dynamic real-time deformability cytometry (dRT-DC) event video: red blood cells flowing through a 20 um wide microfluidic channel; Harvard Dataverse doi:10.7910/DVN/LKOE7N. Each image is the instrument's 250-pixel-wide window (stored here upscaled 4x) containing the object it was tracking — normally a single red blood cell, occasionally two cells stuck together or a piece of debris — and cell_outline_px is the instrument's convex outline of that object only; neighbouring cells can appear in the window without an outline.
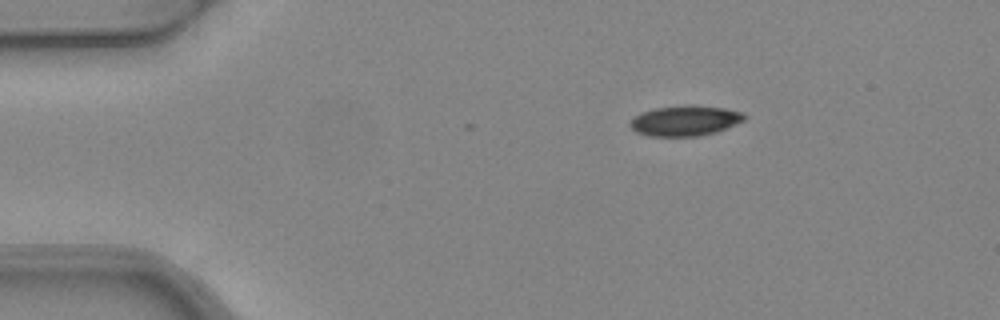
{"species": "common noctule bat (a hibernating species)", "species_latin": "Nyctalus noctula", "temperature_condition": "warm", "stored_images_in_passage": 2, "camera_frame_rate_fps": 3000, "um_per_image_px": 0.085, "animal": {"sex": "female", "body_mass_g": 24.6, "forearm_length_mm": 56.2}, "frame": {"image": 1, "passage_image": 2, "time_ms": 0.333, "image_size_px": [1000, 320], "cell_outline_px": [[748, 116], [744, 120], [736, 124], [716, 132], [696, 136], [652, 136], [636, 132], [628, 124], [636, 116], [644, 112], [656, 108], [684, 104], [724, 108], [744, 112]], "centroid_in_image_um": [58.27, 10.25], "position_along_channel_um": 26.7, "area_um2": 20.11}}